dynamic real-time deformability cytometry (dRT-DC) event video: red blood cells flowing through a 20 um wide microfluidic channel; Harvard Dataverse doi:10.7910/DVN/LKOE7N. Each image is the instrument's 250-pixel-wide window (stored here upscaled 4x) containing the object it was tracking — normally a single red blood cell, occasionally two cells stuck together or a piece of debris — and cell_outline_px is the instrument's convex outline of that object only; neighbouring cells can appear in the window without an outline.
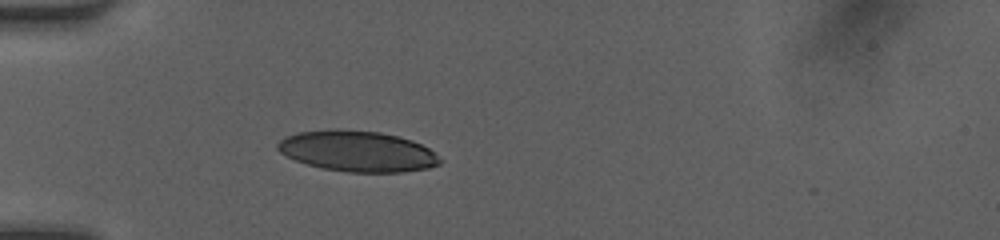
{"species": "human", "species_latin": "Homo sapiens", "temperature_condition": "room temperature", "stored_images_in_passage": 35, "camera_frame_rate_fps": 3000, "um_per_image_px": 0.085, "donor": {"sex": "female"}, "frame": {"image": 1, "passage_image": 1, "time_ms": 0.0, "image_size_px": [1000, 240], "cell_outline_px": [[444, 160], [440, 164], [428, 168], [400, 172], [348, 172], [324, 168], [308, 164], [296, 160], [280, 152], [276, 148], [276, 144], [284, 136], [300, 132], [336, 128], [380, 132], [400, 136], [412, 140], [428, 148]], "centroid_in_image_um": [30.4, 12.84], "position_along_channel_um": 54.6, "area_um2": 38.67}}
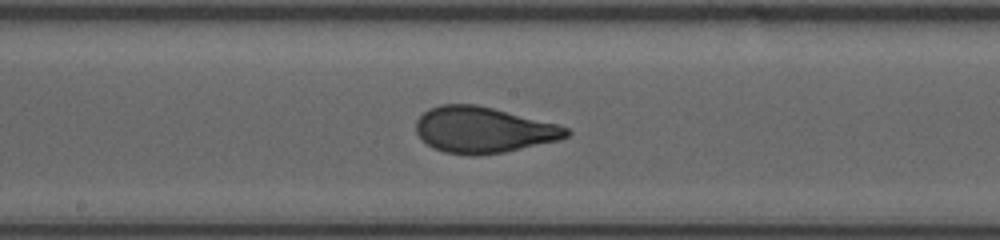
{"frame": {"image": 2, "passage_image": 13, "time_ms": 4.0, "image_size_px": [1000, 240], "cell_outline_px": [[572, 132], [568, 136], [560, 140], [504, 152], [472, 156], [468, 156], [444, 152], [432, 148], [416, 132], [416, 120], [428, 108], [440, 104], [476, 104], [556, 124], [568, 128]], "centroid_in_image_um": [41.06, 11.05], "position_along_channel_um": 207.1, "area_um2": 40.23}}
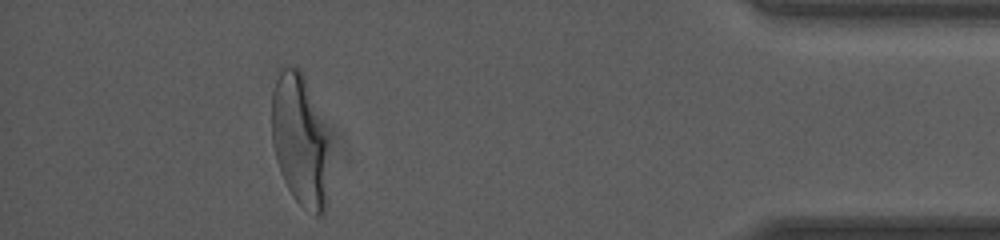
{"frame": {"image": 3, "passage_image": 31, "time_ms": 10.0, "image_size_px": [1000, 240], "cell_outline_px": [[328, 140], [324, 212], [320, 216], [312, 216], [292, 196], [280, 172], [276, 160], [272, 144], [272, 92], [280, 64], [284, 64], [300, 68], [304, 76]], "centroid_in_image_um": [25.44, 11.88], "position_along_channel_um": 409.8, "area_um2": 43.87}, "authors_computed_cell_mechanics": {"area_um2": 40.2288, "velocity_mm_per_s": 4.1543, "shape_relaxation_time_tau1_ms": 4.2093, "shape_relaxation_time_tau2_ms": null, "deformation_change_tau1": 0.2121, "deformation_change_tau2": null}}